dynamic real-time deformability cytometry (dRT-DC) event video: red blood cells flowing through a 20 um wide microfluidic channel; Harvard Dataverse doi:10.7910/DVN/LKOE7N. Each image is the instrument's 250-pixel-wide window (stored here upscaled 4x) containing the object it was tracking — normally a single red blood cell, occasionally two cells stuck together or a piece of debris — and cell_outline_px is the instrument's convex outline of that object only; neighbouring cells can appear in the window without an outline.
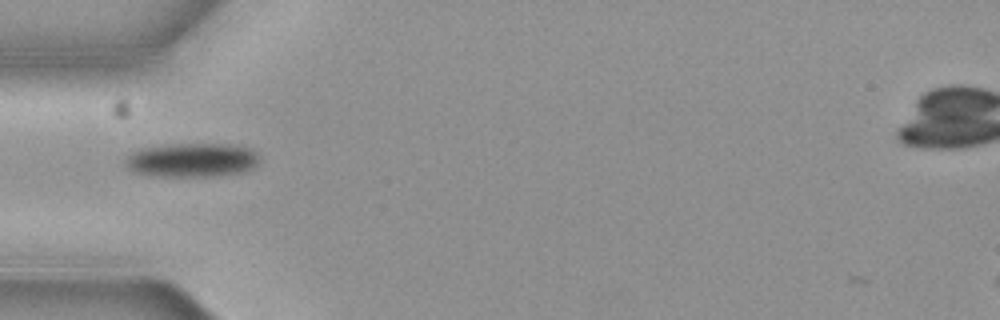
{"species": "common noctule bat (a hibernating species)", "species_latin": "Nyctalus noctula", "temperature_condition": "cold", "stored_images_in_passage": 4, "camera_frame_rate_fps": 3000, "um_per_image_px": 0.085, "animal": {"sex": "female", "body_mass_g": 19.3, "forearm_length_mm": 54.1}, "frame": {"image": 1, "passage_image": 1, "time_ms": 0.0, "image_size_px": [1000, 320], "cell_outline_px": [[260, 160], [252, 168], [244, 172], [216, 176], [152, 176], [132, 172], [124, 164], [124, 160], [132, 152], [140, 148], [172, 144], [228, 144], [252, 148], [260, 156]], "centroid_in_image_um": [16.32, 13.61], "position_along_channel_um": 68.7, "area_um2": 26.93}}
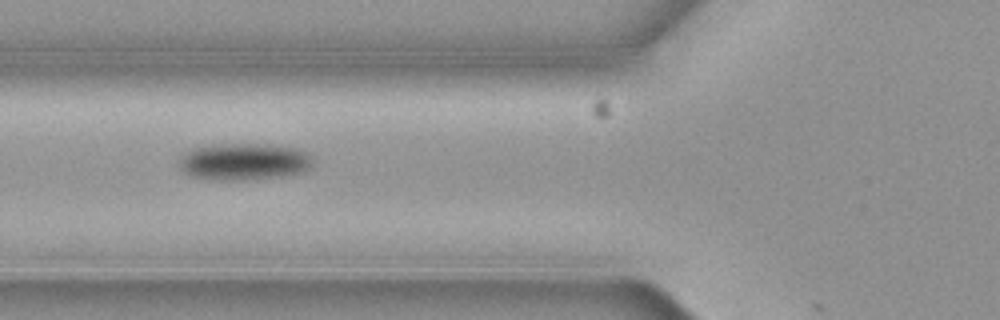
{"frame": {"image": 2, "passage_image": 2, "time_ms": 0.333, "image_size_px": [1000, 320], "cell_outline_px": [[312, 164], [304, 172], [280, 176], [248, 180], [212, 180], [192, 176], [184, 172], [180, 168], [180, 156], [192, 148], [224, 144], [272, 144], [296, 148], [304, 152], [312, 160]], "centroid_in_image_um": [20.72, 13.74], "position_along_channel_um": 105.1, "area_um2": 28.67}}
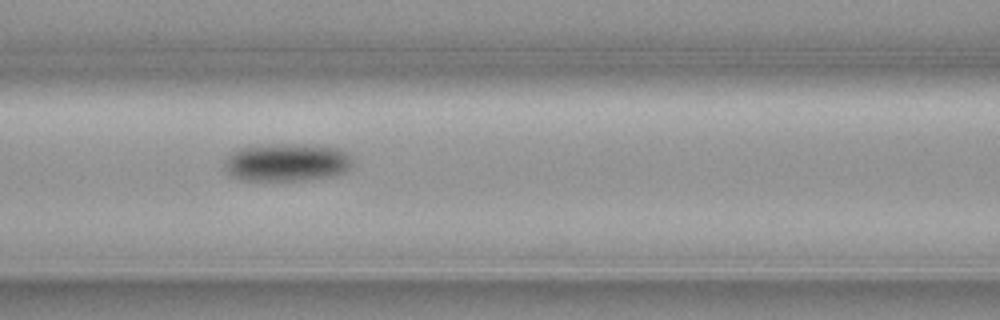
{"frame": {"image": 3, "passage_image": 3, "time_ms": 0.667, "image_size_px": [1000, 320], "cell_outline_px": [[352, 168], [336, 176], [304, 180], [240, 180], [224, 172], [224, 160], [232, 152], [240, 148], [272, 144], [304, 144], [336, 148], [352, 156]], "centroid_in_image_um": [24.37, 13.81], "position_along_channel_um": 142.2, "area_um2": 28.55}}